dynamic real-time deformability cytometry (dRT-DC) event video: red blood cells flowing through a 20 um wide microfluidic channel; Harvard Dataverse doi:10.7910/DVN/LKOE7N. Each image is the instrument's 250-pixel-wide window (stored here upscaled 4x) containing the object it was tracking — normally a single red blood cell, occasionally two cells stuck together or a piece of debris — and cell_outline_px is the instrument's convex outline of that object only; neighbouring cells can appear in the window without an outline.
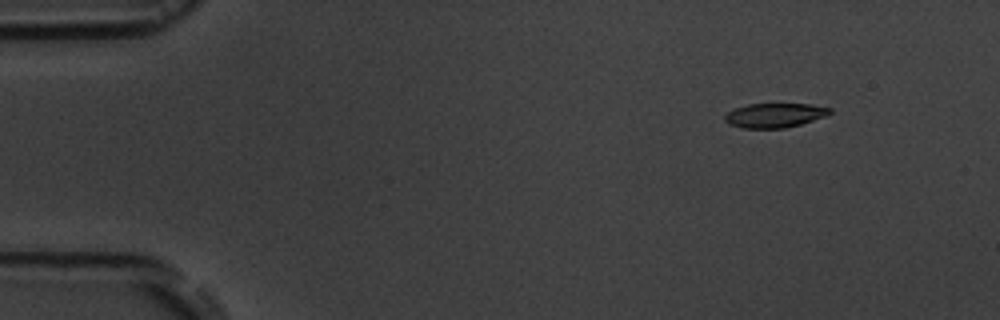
{"species": "common noctule bat (a hibernating species)", "species_latin": "Nyctalus noctula", "temperature_condition": "room temperature", "stored_images_in_passage": 4, "camera_frame_rate_fps": 3000, "um_per_image_px": 0.085, "animal": {"sex": "male", "body_mass_g": 19.5, "forearm_length_mm": 54.6}, "frame": {"image": 1, "passage_image": 1, "time_ms": 0.0, "image_size_px": [1000, 320], "cell_outline_px": [[832, 112], [828, 116], [800, 124], [784, 128], [744, 128], [728, 124], [724, 120], [724, 116], [728, 112], [736, 108], [748, 104], [808, 104], [832, 108]], "centroid_in_image_um": [65.87, 9.8], "position_along_channel_um": 19.1, "area_um2": 14.91}}
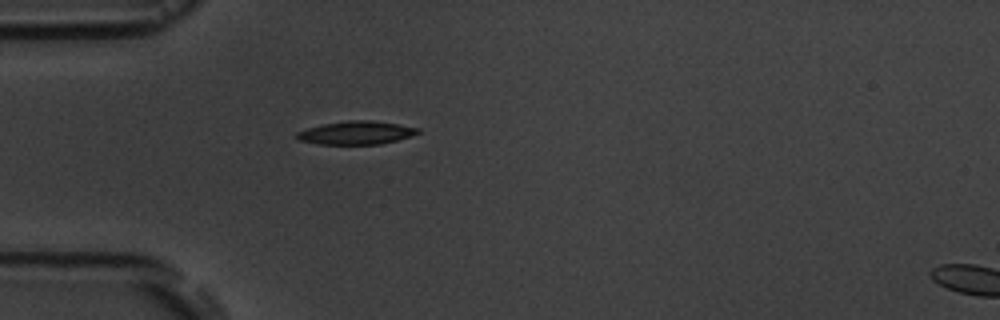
{"frame": {"image": 2, "passage_image": 3, "time_ms": 3.333, "image_size_px": [1000, 320], "cell_outline_px": [[420, 132], [412, 136], [380, 144], [316, 144], [300, 140], [296, 136], [296, 132], [308, 128], [324, 124], [348, 120], [372, 120], [420, 128]], "centroid_in_image_um": [30.29, 11.28], "position_along_channel_um": 54.7, "area_um2": 16.3}}